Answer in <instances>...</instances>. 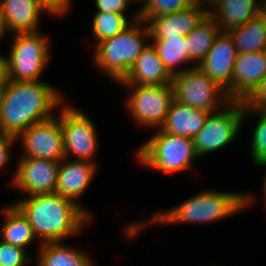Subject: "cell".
Listing matches in <instances>:
<instances>
[{"label": "cell", "mask_w": 266, "mask_h": 266, "mask_svg": "<svg viewBox=\"0 0 266 266\" xmlns=\"http://www.w3.org/2000/svg\"><path fill=\"white\" fill-rule=\"evenodd\" d=\"M9 55L0 61L10 81H39L50 58L47 37L39 31L14 34Z\"/></svg>", "instance_id": "obj_5"}, {"label": "cell", "mask_w": 266, "mask_h": 266, "mask_svg": "<svg viewBox=\"0 0 266 266\" xmlns=\"http://www.w3.org/2000/svg\"><path fill=\"white\" fill-rule=\"evenodd\" d=\"M173 76L174 99L180 103L214 113L231 100L226 91L197 66Z\"/></svg>", "instance_id": "obj_7"}, {"label": "cell", "mask_w": 266, "mask_h": 266, "mask_svg": "<svg viewBox=\"0 0 266 266\" xmlns=\"http://www.w3.org/2000/svg\"><path fill=\"white\" fill-rule=\"evenodd\" d=\"M96 8H98L97 12H110L117 14H124L128 3L134 2L133 0H95Z\"/></svg>", "instance_id": "obj_31"}, {"label": "cell", "mask_w": 266, "mask_h": 266, "mask_svg": "<svg viewBox=\"0 0 266 266\" xmlns=\"http://www.w3.org/2000/svg\"><path fill=\"white\" fill-rule=\"evenodd\" d=\"M17 138L13 136H7L0 134V170L5 167L9 162L10 156V146L14 144Z\"/></svg>", "instance_id": "obj_33"}, {"label": "cell", "mask_w": 266, "mask_h": 266, "mask_svg": "<svg viewBox=\"0 0 266 266\" xmlns=\"http://www.w3.org/2000/svg\"><path fill=\"white\" fill-rule=\"evenodd\" d=\"M3 212L5 220L0 231L1 241L26 249L37 239L28 219L14 204L5 207Z\"/></svg>", "instance_id": "obj_22"}, {"label": "cell", "mask_w": 266, "mask_h": 266, "mask_svg": "<svg viewBox=\"0 0 266 266\" xmlns=\"http://www.w3.org/2000/svg\"><path fill=\"white\" fill-rule=\"evenodd\" d=\"M222 31L217 22L207 14L189 34L185 36L187 55L195 66L206 57L216 38Z\"/></svg>", "instance_id": "obj_21"}, {"label": "cell", "mask_w": 266, "mask_h": 266, "mask_svg": "<svg viewBox=\"0 0 266 266\" xmlns=\"http://www.w3.org/2000/svg\"><path fill=\"white\" fill-rule=\"evenodd\" d=\"M251 112L256 113L257 116L259 114V120L252 133L251 141L252 162L256 165L266 161V112L243 109V120L246 119L245 116H247L248 113L252 114Z\"/></svg>", "instance_id": "obj_28"}, {"label": "cell", "mask_w": 266, "mask_h": 266, "mask_svg": "<svg viewBox=\"0 0 266 266\" xmlns=\"http://www.w3.org/2000/svg\"><path fill=\"white\" fill-rule=\"evenodd\" d=\"M26 253L24 248L0 240V266H26L31 261Z\"/></svg>", "instance_id": "obj_29"}, {"label": "cell", "mask_w": 266, "mask_h": 266, "mask_svg": "<svg viewBox=\"0 0 266 266\" xmlns=\"http://www.w3.org/2000/svg\"><path fill=\"white\" fill-rule=\"evenodd\" d=\"M150 39L164 67L172 77L192 68L188 66V68L177 69L179 65H185L190 61L185 36Z\"/></svg>", "instance_id": "obj_25"}, {"label": "cell", "mask_w": 266, "mask_h": 266, "mask_svg": "<svg viewBox=\"0 0 266 266\" xmlns=\"http://www.w3.org/2000/svg\"><path fill=\"white\" fill-rule=\"evenodd\" d=\"M18 137L21 138L23 150H25L22 158L56 161L65 158L61 111L58 119L54 116L33 124Z\"/></svg>", "instance_id": "obj_11"}, {"label": "cell", "mask_w": 266, "mask_h": 266, "mask_svg": "<svg viewBox=\"0 0 266 266\" xmlns=\"http://www.w3.org/2000/svg\"><path fill=\"white\" fill-rule=\"evenodd\" d=\"M49 15L61 16L68 11L71 0H38Z\"/></svg>", "instance_id": "obj_32"}, {"label": "cell", "mask_w": 266, "mask_h": 266, "mask_svg": "<svg viewBox=\"0 0 266 266\" xmlns=\"http://www.w3.org/2000/svg\"><path fill=\"white\" fill-rule=\"evenodd\" d=\"M242 122L241 101H231L223 107V110L209 114L203 128L194 138V150L197 156L200 158L231 143L238 137Z\"/></svg>", "instance_id": "obj_8"}, {"label": "cell", "mask_w": 266, "mask_h": 266, "mask_svg": "<svg viewBox=\"0 0 266 266\" xmlns=\"http://www.w3.org/2000/svg\"><path fill=\"white\" fill-rule=\"evenodd\" d=\"M68 161L64 158L60 162L55 193L77 203L76 199L85 193L93 180L96 164L86 160Z\"/></svg>", "instance_id": "obj_17"}, {"label": "cell", "mask_w": 266, "mask_h": 266, "mask_svg": "<svg viewBox=\"0 0 266 266\" xmlns=\"http://www.w3.org/2000/svg\"><path fill=\"white\" fill-rule=\"evenodd\" d=\"M60 162L48 159L21 158L12 177L11 185L28 196L54 193L57 187Z\"/></svg>", "instance_id": "obj_12"}, {"label": "cell", "mask_w": 266, "mask_h": 266, "mask_svg": "<svg viewBox=\"0 0 266 266\" xmlns=\"http://www.w3.org/2000/svg\"><path fill=\"white\" fill-rule=\"evenodd\" d=\"M133 1H134V3H136V2L139 3V1L144 3L146 0H133Z\"/></svg>", "instance_id": "obj_39"}, {"label": "cell", "mask_w": 266, "mask_h": 266, "mask_svg": "<svg viewBox=\"0 0 266 266\" xmlns=\"http://www.w3.org/2000/svg\"><path fill=\"white\" fill-rule=\"evenodd\" d=\"M38 266H95L85 252L61 242L40 244Z\"/></svg>", "instance_id": "obj_23"}, {"label": "cell", "mask_w": 266, "mask_h": 266, "mask_svg": "<svg viewBox=\"0 0 266 266\" xmlns=\"http://www.w3.org/2000/svg\"><path fill=\"white\" fill-rule=\"evenodd\" d=\"M129 88H133L127 100L130 116L142 126L160 128L174 100L173 85L128 86Z\"/></svg>", "instance_id": "obj_9"}, {"label": "cell", "mask_w": 266, "mask_h": 266, "mask_svg": "<svg viewBox=\"0 0 266 266\" xmlns=\"http://www.w3.org/2000/svg\"><path fill=\"white\" fill-rule=\"evenodd\" d=\"M241 102L243 109L266 112V75Z\"/></svg>", "instance_id": "obj_30"}, {"label": "cell", "mask_w": 266, "mask_h": 266, "mask_svg": "<svg viewBox=\"0 0 266 266\" xmlns=\"http://www.w3.org/2000/svg\"><path fill=\"white\" fill-rule=\"evenodd\" d=\"M195 3H198V4H202L204 6H211V4L215 1V0H194ZM207 4V5H206Z\"/></svg>", "instance_id": "obj_37"}, {"label": "cell", "mask_w": 266, "mask_h": 266, "mask_svg": "<svg viewBox=\"0 0 266 266\" xmlns=\"http://www.w3.org/2000/svg\"><path fill=\"white\" fill-rule=\"evenodd\" d=\"M62 104L60 92L47 82L8 80L0 107V134L18 136L33 124L54 117Z\"/></svg>", "instance_id": "obj_1"}, {"label": "cell", "mask_w": 266, "mask_h": 266, "mask_svg": "<svg viewBox=\"0 0 266 266\" xmlns=\"http://www.w3.org/2000/svg\"><path fill=\"white\" fill-rule=\"evenodd\" d=\"M209 114L174 99L160 129L175 136L194 139L203 128Z\"/></svg>", "instance_id": "obj_20"}, {"label": "cell", "mask_w": 266, "mask_h": 266, "mask_svg": "<svg viewBox=\"0 0 266 266\" xmlns=\"http://www.w3.org/2000/svg\"><path fill=\"white\" fill-rule=\"evenodd\" d=\"M4 27L13 34L36 32L42 13L47 10L38 0H0Z\"/></svg>", "instance_id": "obj_18"}, {"label": "cell", "mask_w": 266, "mask_h": 266, "mask_svg": "<svg viewBox=\"0 0 266 266\" xmlns=\"http://www.w3.org/2000/svg\"><path fill=\"white\" fill-rule=\"evenodd\" d=\"M195 3L172 14L150 18L148 25L150 38L186 36L208 14V8Z\"/></svg>", "instance_id": "obj_15"}, {"label": "cell", "mask_w": 266, "mask_h": 266, "mask_svg": "<svg viewBox=\"0 0 266 266\" xmlns=\"http://www.w3.org/2000/svg\"><path fill=\"white\" fill-rule=\"evenodd\" d=\"M149 38L148 25L140 19L133 22L123 32L97 44L94 52L96 67L119 83L150 43Z\"/></svg>", "instance_id": "obj_4"}, {"label": "cell", "mask_w": 266, "mask_h": 266, "mask_svg": "<svg viewBox=\"0 0 266 266\" xmlns=\"http://www.w3.org/2000/svg\"><path fill=\"white\" fill-rule=\"evenodd\" d=\"M266 75L264 51L237 54L232 86L226 91L231 101H242Z\"/></svg>", "instance_id": "obj_14"}, {"label": "cell", "mask_w": 266, "mask_h": 266, "mask_svg": "<svg viewBox=\"0 0 266 266\" xmlns=\"http://www.w3.org/2000/svg\"><path fill=\"white\" fill-rule=\"evenodd\" d=\"M172 79L152 44H148L119 84L125 87L164 85L172 84Z\"/></svg>", "instance_id": "obj_16"}, {"label": "cell", "mask_w": 266, "mask_h": 266, "mask_svg": "<svg viewBox=\"0 0 266 266\" xmlns=\"http://www.w3.org/2000/svg\"><path fill=\"white\" fill-rule=\"evenodd\" d=\"M140 164L164 173L185 171L199 158L194 150V139L180 137L160 128L137 150Z\"/></svg>", "instance_id": "obj_6"}, {"label": "cell", "mask_w": 266, "mask_h": 266, "mask_svg": "<svg viewBox=\"0 0 266 266\" xmlns=\"http://www.w3.org/2000/svg\"><path fill=\"white\" fill-rule=\"evenodd\" d=\"M253 201L252 196L242 192L203 191L169 211L157 213L148 221L125 226L126 236L134 237L141 229L150 224L168 223H209L230 217L247 208Z\"/></svg>", "instance_id": "obj_3"}, {"label": "cell", "mask_w": 266, "mask_h": 266, "mask_svg": "<svg viewBox=\"0 0 266 266\" xmlns=\"http://www.w3.org/2000/svg\"><path fill=\"white\" fill-rule=\"evenodd\" d=\"M227 33L233 39L238 54L266 49V23L260 15Z\"/></svg>", "instance_id": "obj_24"}, {"label": "cell", "mask_w": 266, "mask_h": 266, "mask_svg": "<svg viewBox=\"0 0 266 266\" xmlns=\"http://www.w3.org/2000/svg\"><path fill=\"white\" fill-rule=\"evenodd\" d=\"M5 34H7L6 29L4 27V23H3V18H2V14H1V9H0V40H2L5 36ZM3 55L0 53V59Z\"/></svg>", "instance_id": "obj_36"}, {"label": "cell", "mask_w": 266, "mask_h": 266, "mask_svg": "<svg viewBox=\"0 0 266 266\" xmlns=\"http://www.w3.org/2000/svg\"><path fill=\"white\" fill-rule=\"evenodd\" d=\"M139 19V13H136L133 20L128 21L129 19L123 14L96 12L92 24V33L95 42H97L96 44L123 32L133 22Z\"/></svg>", "instance_id": "obj_26"}, {"label": "cell", "mask_w": 266, "mask_h": 266, "mask_svg": "<svg viewBox=\"0 0 266 266\" xmlns=\"http://www.w3.org/2000/svg\"><path fill=\"white\" fill-rule=\"evenodd\" d=\"M259 1H260L259 15L263 18L264 22L266 23V0L265 1L259 0Z\"/></svg>", "instance_id": "obj_35"}, {"label": "cell", "mask_w": 266, "mask_h": 266, "mask_svg": "<svg viewBox=\"0 0 266 266\" xmlns=\"http://www.w3.org/2000/svg\"><path fill=\"white\" fill-rule=\"evenodd\" d=\"M7 82H8V79L6 77V74L3 72V67L0 61V107L2 104V99L4 97Z\"/></svg>", "instance_id": "obj_34"}, {"label": "cell", "mask_w": 266, "mask_h": 266, "mask_svg": "<svg viewBox=\"0 0 266 266\" xmlns=\"http://www.w3.org/2000/svg\"><path fill=\"white\" fill-rule=\"evenodd\" d=\"M14 205L28 219L35 236L41 238L40 244L63 242V239L79 234L91 220L84 205L55 192L31 195Z\"/></svg>", "instance_id": "obj_2"}, {"label": "cell", "mask_w": 266, "mask_h": 266, "mask_svg": "<svg viewBox=\"0 0 266 266\" xmlns=\"http://www.w3.org/2000/svg\"><path fill=\"white\" fill-rule=\"evenodd\" d=\"M209 8L208 14L217 22L220 30L228 32L258 16L260 3L256 0H215Z\"/></svg>", "instance_id": "obj_19"}, {"label": "cell", "mask_w": 266, "mask_h": 266, "mask_svg": "<svg viewBox=\"0 0 266 266\" xmlns=\"http://www.w3.org/2000/svg\"><path fill=\"white\" fill-rule=\"evenodd\" d=\"M260 167H266V161H263V162H260L259 164H256ZM264 186H263V190H264V198H265V202H266V177H265V180H264Z\"/></svg>", "instance_id": "obj_38"}, {"label": "cell", "mask_w": 266, "mask_h": 266, "mask_svg": "<svg viewBox=\"0 0 266 266\" xmlns=\"http://www.w3.org/2000/svg\"><path fill=\"white\" fill-rule=\"evenodd\" d=\"M237 54L233 39L227 32H221L197 67L227 91L232 86Z\"/></svg>", "instance_id": "obj_13"}, {"label": "cell", "mask_w": 266, "mask_h": 266, "mask_svg": "<svg viewBox=\"0 0 266 266\" xmlns=\"http://www.w3.org/2000/svg\"><path fill=\"white\" fill-rule=\"evenodd\" d=\"M193 4L194 0H146L138 11L139 18L146 23L150 18L172 14Z\"/></svg>", "instance_id": "obj_27"}, {"label": "cell", "mask_w": 266, "mask_h": 266, "mask_svg": "<svg viewBox=\"0 0 266 266\" xmlns=\"http://www.w3.org/2000/svg\"><path fill=\"white\" fill-rule=\"evenodd\" d=\"M78 108L66 106L61 110V127L64 140L65 158L73 154L76 160L93 162L98 147L94 123Z\"/></svg>", "instance_id": "obj_10"}]
</instances>
